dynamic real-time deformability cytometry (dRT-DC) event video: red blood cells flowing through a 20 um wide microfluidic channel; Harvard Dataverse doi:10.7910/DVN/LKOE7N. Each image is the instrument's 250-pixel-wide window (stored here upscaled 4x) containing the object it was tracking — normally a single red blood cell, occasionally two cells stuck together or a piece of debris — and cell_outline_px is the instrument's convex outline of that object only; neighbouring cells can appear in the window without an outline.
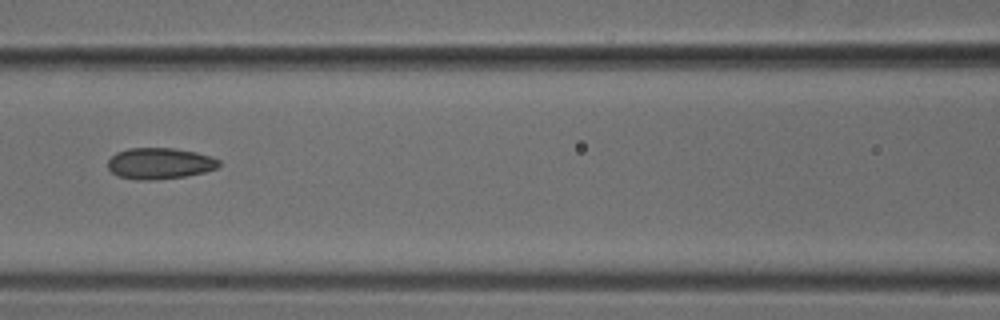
{"species": "common noctule bat (a hibernating species)", "species_latin": "Nyctalus noctula", "temperature_condition": "cold", "stored_images_in_passage": 6, "camera_frame_rate_fps": 3000, "um_per_image_px": 0.085, "animal": {"sex": "male", "body_mass_g": 18.8}, "frame": {"image": 1, "passage_image": 6, "time_ms": 1.667, "image_size_px": [1000, 320], "cell_outline_px": [[220, 164], [216, 168], [204, 172], [184, 176], [156, 180], [136, 180], [116, 176], [108, 168], [108, 160], [116, 152], [128, 148], [172, 148], [196, 152], [220, 160]], "centroid_in_image_um": [13.53, 13.9], "position_along_channel_um": 153.1, "area_um2": 20.23}}